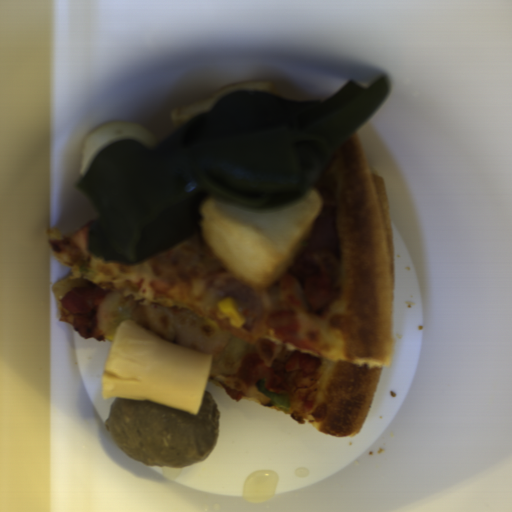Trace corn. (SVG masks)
Here are the masks:
<instances>
[{"label":"corn","mask_w":512,"mask_h":512,"mask_svg":"<svg viewBox=\"0 0 512 512\" xmlns=\"http://www.w3.org/2000/svg\"><path fill=\"white\" fill-rule=\"evenodd\" d=\"M217 307L220 313L228 318L230 324L238 327L246 324L247 320L244 314L232 297H226L217 303Z\"/></svg>","instance_id":"obj_1"}]
</instances>
